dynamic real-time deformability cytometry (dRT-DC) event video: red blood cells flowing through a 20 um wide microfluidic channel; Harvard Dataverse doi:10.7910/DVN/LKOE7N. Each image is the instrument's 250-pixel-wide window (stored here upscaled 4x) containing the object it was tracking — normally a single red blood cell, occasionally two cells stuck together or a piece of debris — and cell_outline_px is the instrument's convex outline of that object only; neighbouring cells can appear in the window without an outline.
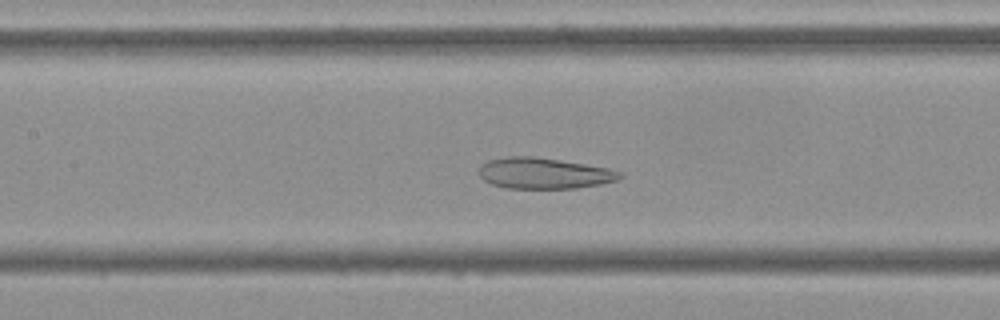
{"species": "Egyptian fruit bat (a non-hibernating species)", "species_latin": "Rousettus aegyptiacus", "temperature_condition": "cold", "stored_images_in_passage": 48, "camera_frame_rate_fps": 3000, "um_per_image_px": 0.085, "frame": {"image": 1, "passage_image": 18, "time_ms": 5.667, "image_size_px": [1000, 320], "cell_outline_px": [[624, 176], [616, 180], [600, 184], [576, 188], [508, 188], [492, 184], [484, 180], [480, 176], [480, 168], [488, 160], [508, 156], [536, 156], [608, 168], [620, 172]], "centroid_in_image_um": [46.24, 14.72], "position_along_channel_um": 161.2, "area_um2": 25.2}}
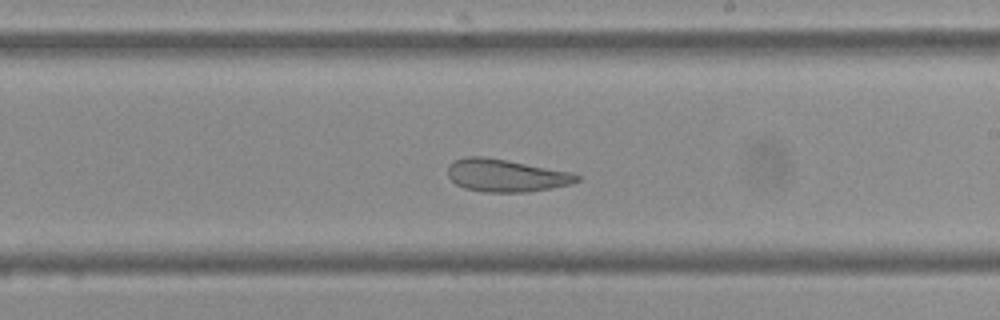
{"frame": {"image": 2, "passage_image": 25, "time_ms": 8.0, "image_size_px": [1000, 320], "cell_outline_px": [[580, 180], [572, 184], [552, 188], [528, 192], [484, 192], [464, 188], [456, 184], [448, 176], [448, 164], [456, 160], [468, 156], [484, 156], [572, 172], [580, 176]], "centroid_in_image_um": [43.02, 14.92], "position_along_channel_um": 246.0, "area_um2": 24.57}}
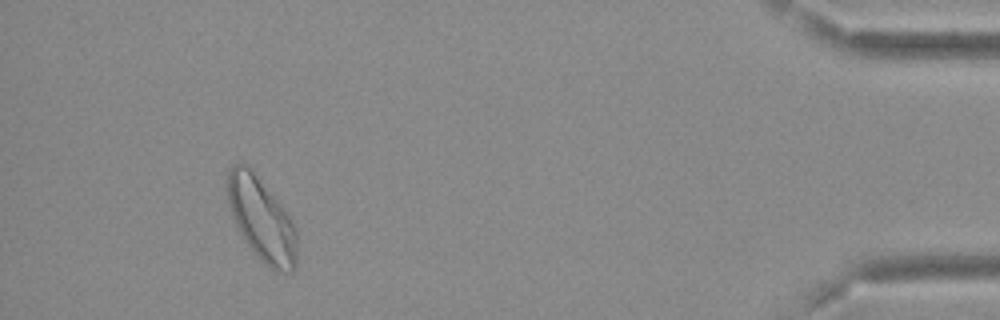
{"frame": {"image": 3, "passage_image": 44, "time_ms": 14.333, "image_size_px": [1000, 320], "cell_outline_px": [[296, 264], [292, 272], [276, 272], [244, 240], [236, 224], [224, 188], [228, 168], [232, 164], [248, 164], [284, 208], [296, 224]], "centroid_in_image_um": [22.22, 18.56], "position_along_channel_um": 413.0, "area_um2": 33.64}, "authors_computed_cell_mechanics": {"area_um2": 29.0156, "velocity_mm_per_s": 3.656, "shape_relaxation_time_tau1_ms": null, "shape_relaxation_time_tau2_ms": 1.7859, "deformation_change_tau1": null, "deformation_change_tau2": 0.0923}}